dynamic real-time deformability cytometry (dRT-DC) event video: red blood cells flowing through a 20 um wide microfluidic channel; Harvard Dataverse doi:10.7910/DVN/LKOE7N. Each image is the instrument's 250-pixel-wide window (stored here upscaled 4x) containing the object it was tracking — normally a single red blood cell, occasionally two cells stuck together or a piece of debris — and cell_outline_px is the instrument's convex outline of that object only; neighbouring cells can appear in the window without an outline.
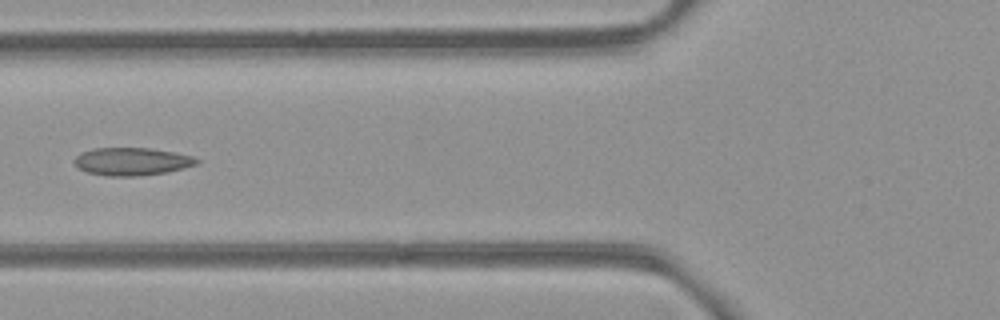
{"species": "common noctule bat (a hibernating species)", "species_latin": "Nyctalus noctula", "temperature_condition": "room temperature", "stored_images_in_passage": 6, "camera_frame_rate_fps": 3000, "um_per_image_px": 0.085, "animal": {"sex": "female", "body_mass_g": 21.9}, "frame": {"image": 1, "passage_image": 5, "time_ms": 4.667, "image_size_px": [1000, 320], "cell_outline_px": [[200, 160], [196, 164], [184, 168], [168, 172], [140, 176], [108, 176], [88, 172], [76, 168], [72, 160], [80, 152], [92, 148], [148, 148], [172, 152], [192, 156]], "centroid_in_image_um": [11.15, 13.73], "position_along_channel_um": 114.6, "area_um2": 19.94}}
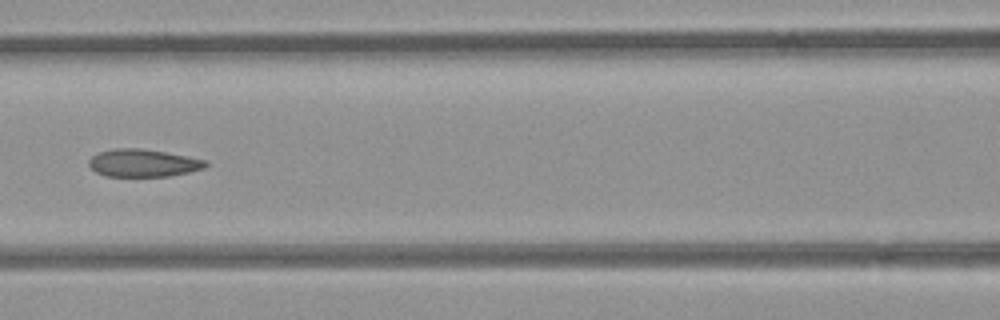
{"frame": {"image": 2, "passage_image": 6, "time_ms": 5.667, "image_size_px": [1000, 320], "cell_outline_px": [[208, 164], [204, 168], [188, 172], [168, 176], [104, 176], [96, 172], [88, 164], [88, 160], [92, 156], [100, 152], [112, 148], [140, 148], [188, 156], [208, 160]], "centroid_in_image_um": [12.16, 13.85], "position_along_channel_um": 154.4, "area_um2": 18.79}}